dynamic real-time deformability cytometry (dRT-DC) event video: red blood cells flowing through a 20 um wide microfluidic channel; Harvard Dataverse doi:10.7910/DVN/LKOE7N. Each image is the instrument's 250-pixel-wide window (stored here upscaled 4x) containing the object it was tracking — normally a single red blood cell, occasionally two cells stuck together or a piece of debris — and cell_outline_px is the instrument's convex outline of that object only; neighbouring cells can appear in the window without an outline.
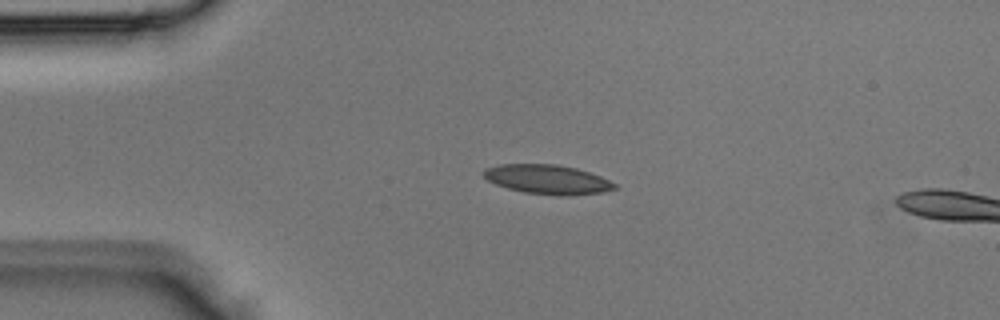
{"species": "Egyptian fruit bat (a non-hibernating species)", "species_latin": "Rousettus aegyptiacus", "temperature_condition": "room temperature", "stored_images_in_passage": 3, "camera_frame_rate_fps": 3000, "um_per_image_px": 0.085, "animal": {"sex": "male"}, "frame": {"image": 1, "passage_image": 2, "time_ms": 0.333, "image_size_px": [1000, 320], "cell_outline_px": [[616, 188], [604, 192], [568, 196], [556, 196], [524, 192], [508, 188], [496, 184], [488, 180], [484, 176], [484, 168], [500, 164], [556, 164], [576, 168], [600, 176], [616, 184]], "centroid_in_image_um": [46.54, 15.25], "position_along_channel_um": 38.5, "area_um2": 22.37}}